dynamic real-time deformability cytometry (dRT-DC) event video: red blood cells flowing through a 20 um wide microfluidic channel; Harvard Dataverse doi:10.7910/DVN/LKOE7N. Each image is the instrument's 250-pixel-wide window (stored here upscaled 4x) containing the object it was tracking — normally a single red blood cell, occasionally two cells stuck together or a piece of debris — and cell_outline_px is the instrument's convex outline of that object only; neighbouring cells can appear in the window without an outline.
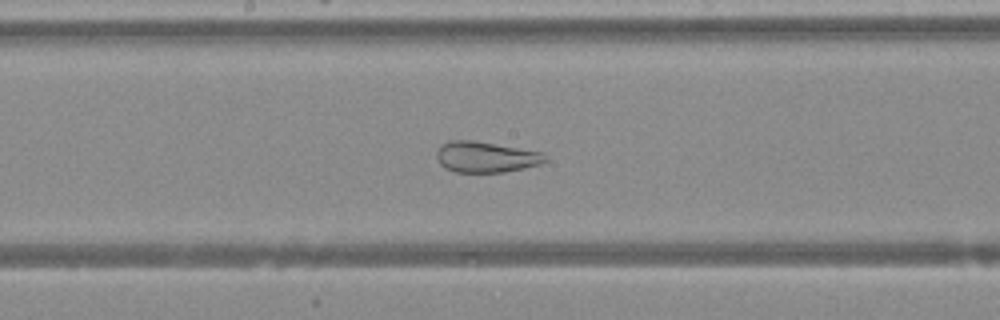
{"species": "Egyptian fruit bat (a non-hibernating species)", "species_latin": "Rousettus aegyptiacus", "temperature_condition": "warm", "stored_images_in_passage": 49, "camera_frame_rate_fps": 3000, "um_per_image_px": 0.085, "animal": {"sex": "female"}, "frame": {"image": 1, "passage_image": 26, "time_ms": 8.333, "image_size_px": [1000, 320], "cell_outline_px": [[548, 160], [540, 164], [524, 168], [504, 172], [456, 172], [444, 168], [440, 164], [436, 156], [436, 152], [440, 144], [448, 140], [472, 140], [544, 152], [548, 156]], "centroid_in_image_um": [41.3, 13.34], "position_along_channel_um": 206.9, "area_um2": 19.77}}
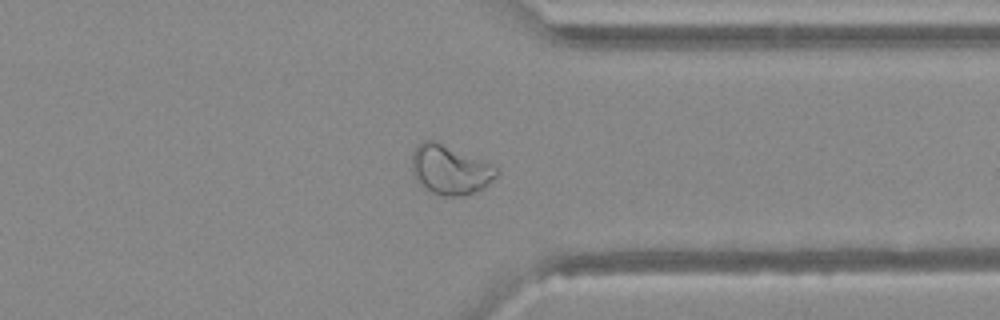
{"frame": {"image": 2, "passage_image": 38, "time_ms": 12.333, "image_size_px": [1000, 320], "cell_outline_px": [[500, 172], [484, 188], [464, 196], [444, 196], [432, 192], [420, 184], [416, 180], [412, 172], [412, 152], [416, 144], [424, 140], [432, 140], [500, 168]], "centroid_in_image_um": [38.23, 14.44], "position_along_channel_um": 373.2, "area_um2": 24.1}}
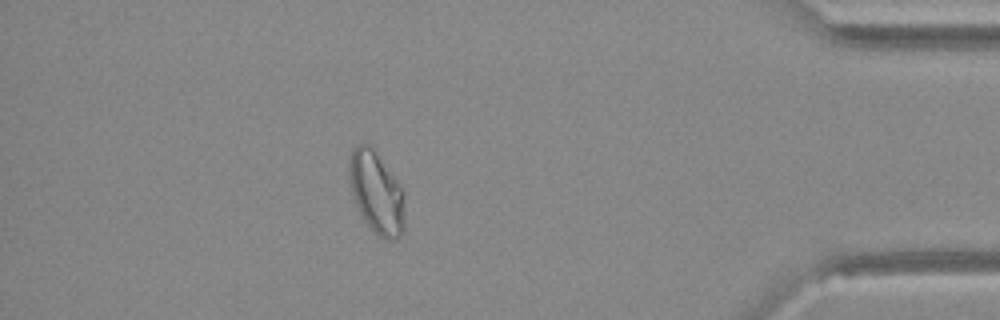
{"frame": {"image": 3, "passage_image": 43, "time_ms": 14.0, "image_size_px": [1000, 320], "cell_outline_px": [[404, 228], [400, 236], [396, 240], [388, 240], [380, 236], [364, 224], [356, 208], [352, 196], [348, 180], [348, 164], [352, 148], [356, 144], [372, 144], [404, 188]], "centroid_in_image_um": [31.98, 16.34], "position_along_channel_um": 403.2, "area_um2": 27.8}}